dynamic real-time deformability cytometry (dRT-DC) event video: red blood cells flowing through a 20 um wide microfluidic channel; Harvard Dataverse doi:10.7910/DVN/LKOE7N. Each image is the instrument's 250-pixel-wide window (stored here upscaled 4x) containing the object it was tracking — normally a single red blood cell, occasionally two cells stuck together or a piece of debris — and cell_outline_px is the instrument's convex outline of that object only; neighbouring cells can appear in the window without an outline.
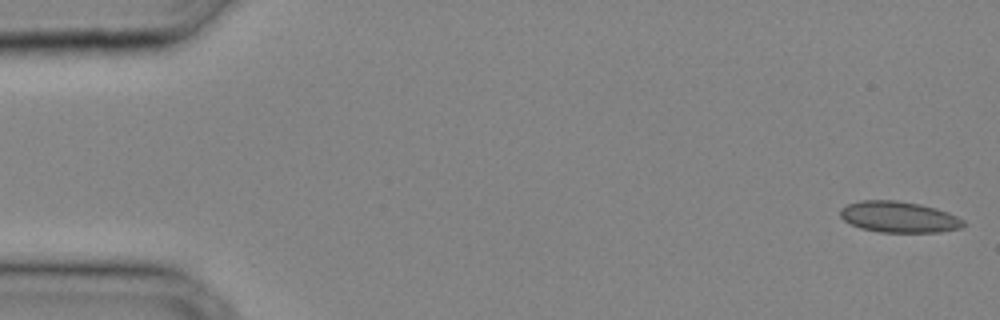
{"species": "common noctule bat (a hibernating species)", "species_latin": "Nyctalus noctula", "temperature_condition": "cold", "stored_images_in_passage": 33, "camera_frame_rate_fps": 3000, "um_per_image_px": 0.085, "animal": {"sex": "male", "body_mass_g": 20.4}, "frame": {"image": 1, "passage_image": 1, "time_ms": 0.0, "image_size_px": [1000, 320], "cell_outline_px": [[964, 224], [960, 228], [940, 232], [880, 232], [860, 228], [844, 220], [840, 216], [840, 208], [848, 204], [860, 200], [896, 200], [920, 204], [936, 208], [948, 212], [964, 220]], "centroid_in_image_um": [76.39, 18.44], "position_along_channel_um": 8.6, "area_um2": 22.31}}
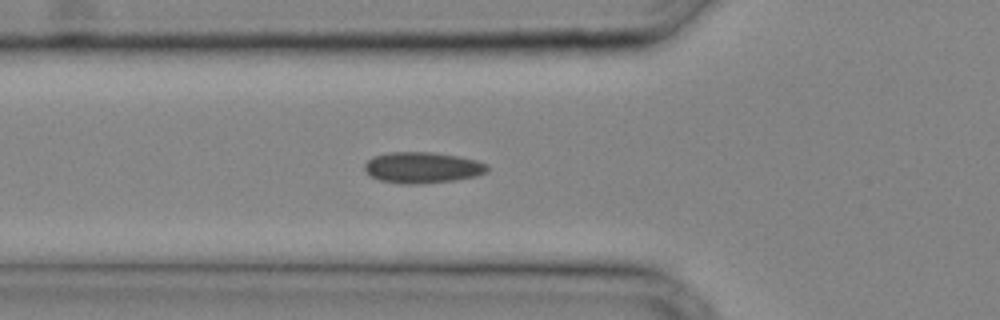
{"frame": {"image": 2, "passage_image": 12, "time_ms": 3.667, "image_size_px": [1000, 320], "cell_outline_px": [[488, 172], [476, 176], [452, 180], [420, 184], [404, 184], [380, 180], [372, 176], [364, 168], [364, 164], [372, 156], [388, 152], [432, 152], [460, 156], [476, 160], [488, 164]], "centroid_in_image_um": [35.92, 14.23], "position_along_channel_um": 89.9, "area_um2": 22.25}}
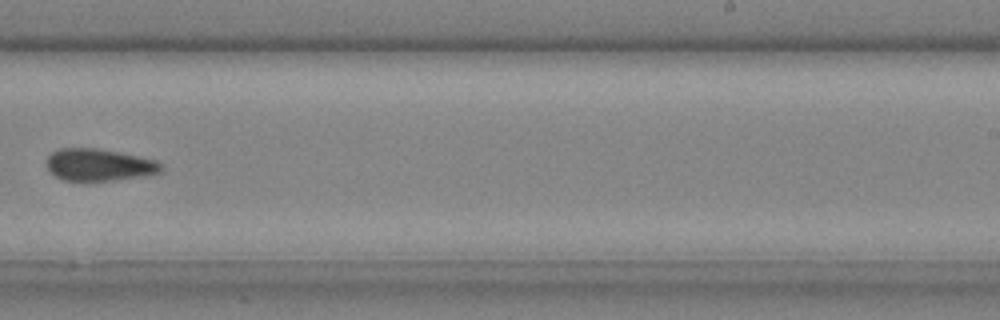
{"frame": {"image": 3, "passage_image": 22, "time_ms": 7.0, "image_size_px": [1000, 320], "cell_outline_px": [[164, 168], [160, 172], [144, 176], [112, 180], [64, 180], [56, 176], [48, 168], [48, 156], [52, 152], [60, 148], [100, 148], [120, 152], [156, 160], [164, 164]], "centroid_in_image_um": [8.48, 13.99], "position_along_channel_um": 280.5, "area_um2": 21.33}}